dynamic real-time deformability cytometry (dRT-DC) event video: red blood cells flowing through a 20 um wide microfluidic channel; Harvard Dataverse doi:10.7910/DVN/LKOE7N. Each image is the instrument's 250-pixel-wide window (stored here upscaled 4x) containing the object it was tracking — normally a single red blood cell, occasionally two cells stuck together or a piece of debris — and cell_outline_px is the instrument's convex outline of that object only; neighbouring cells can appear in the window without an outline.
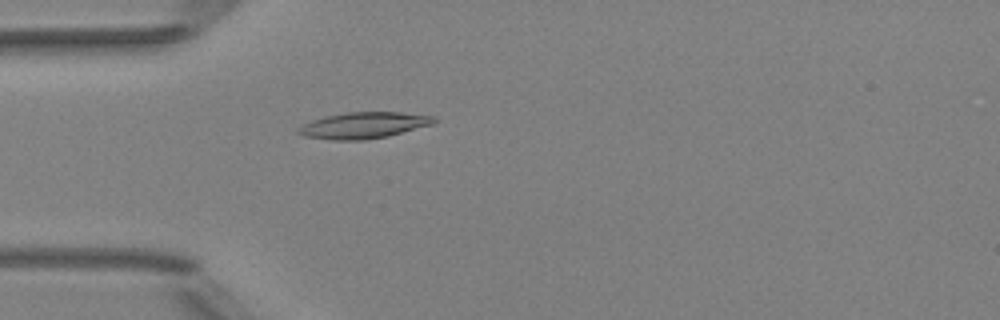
{"species": "Egyptian fruit bat (a non-hibernating species)", "species_latin": "Rousettus aegyptiacus", "temperature_condition": "room temperature", "stored_images_in_passage": 51, "camera_frame_rate_fps": 3000, "um_per_image_px": 0.085, "animal": {"sex": "female"}, "frame": {"image": 1, "passage_image": 15, "time_ms": 4.667, "image_size_px": [1000, 320], "cell_outline_px": [[436, 120], [432, 124], [388, 136], [364, 140], [332, 140], [304, 136], [296, 132], [296, 128], [312, 120], [324, 116], [348, 112], [400, 112], [436, 116]], "centroid_in_image_um": [30.88, 10.65], "position_along_channel_um": 54.1, "area_um2": 20.75}}
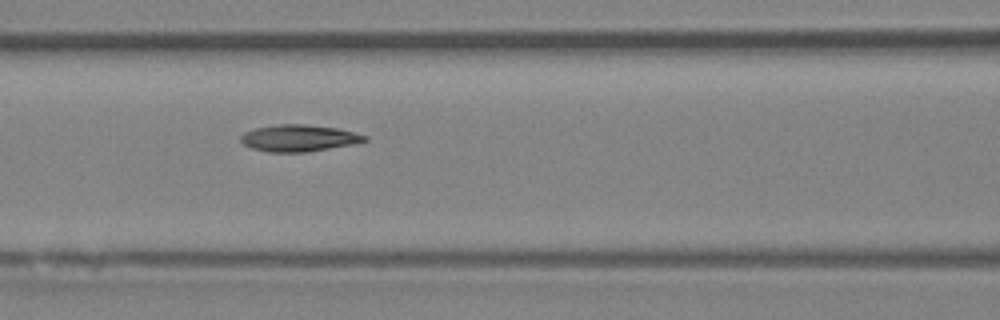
{"frame": {"image": 2, "passage_image": 22, "time_ms": 7.0, "image_size_px": [1000, 320], "cell_outline_px": [[368, 140], [352, 144], [308, 152], [268, 152], [252, 148], [244, 144], [240, 140], [240, 136], [244, 132], [256, 128], [276, 124], [304, 124], [336, 128], [368, 136]], "centroid_in_image_um": [25.38, 11.74], "position_along_channel_um": 141.2, "area_um2": 19.19}}
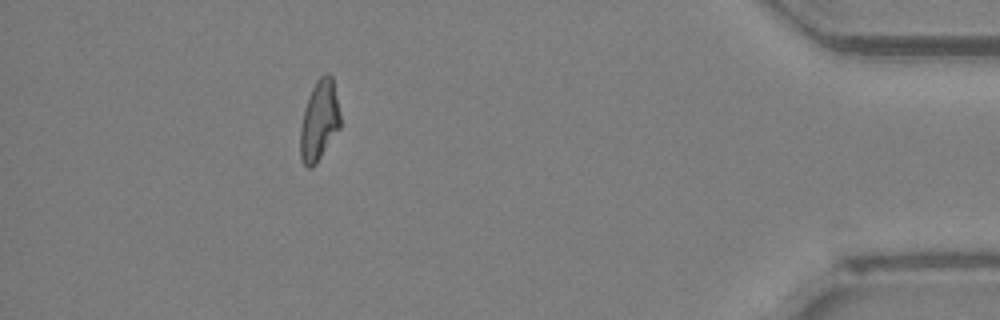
{"frame": {"image": 3, "passage_image": 46, "time_ms": 15.0, "image_size_px": [1000, 320], "cell_outline_px": [[340, 128], [316, 164], [312, 168], [308, 168], [304, 164], [300, 156], [300, 128], [304, 108], [312, 88], [316, 80], [324, 72], [328, 72], [332, 76], [340, 112]], "centroid_in_image_um": [27.13, 10.24], "position_along_channel_um": 408.1, "area_um2": 18.84}, "authors_computed_cell_mechanics": {"area_um2": 19.1896, "velocity_mm_per_s": 4.0185, "shape_relaxation_time_tau1_ms": 4.7446, "shape_relaxation_time_tau2_ms": null, "deformation_change_tau1": 0.1547, "deformation_change_tau2": null}}